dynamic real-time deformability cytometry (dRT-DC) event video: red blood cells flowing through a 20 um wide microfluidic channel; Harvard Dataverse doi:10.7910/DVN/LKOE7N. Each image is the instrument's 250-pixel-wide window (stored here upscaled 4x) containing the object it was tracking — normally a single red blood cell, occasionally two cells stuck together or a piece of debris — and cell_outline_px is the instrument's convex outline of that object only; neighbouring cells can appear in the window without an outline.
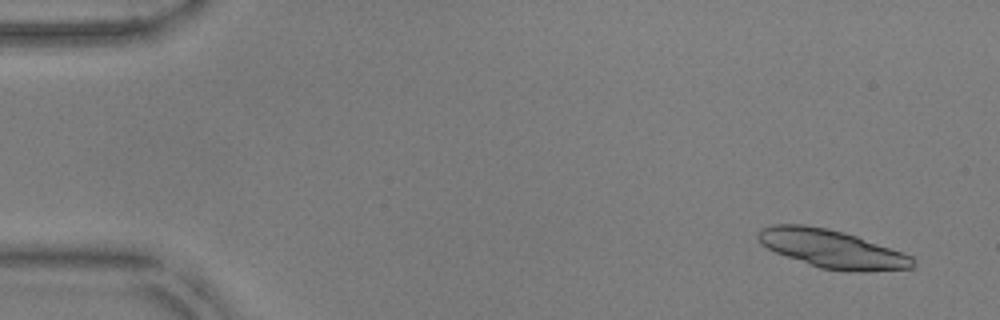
{"species": "common noctule bat (a hibernating species)", "species_latin": "Nyctalus noctula", "temperature_condition": "warm", "stored_images_in_passage": 52, "segment_of_instrument_passage": [1, 2], "camera_frame_rate_fps": 3000, "um_per_image_px": 0.085, "animal": {"sex": "male", "body_mass_g": 17.9, "forearm_length_mm": 54.2}, "frame": {"image": 1, "passage_image": 3, "time_ms": 0.667, "image_size_px": [1000, 320], "cell_outline_px": [[916, 264], [912, 268], [864, 272], [848, 272], [820, 268], [808, 264], [776, 252], [760, 244], [756, 236], [760, 228], [772, 224], [804, 224], [828, 228], [844, 232], [856, 236], [912, 256], [916, 260]], "centroid_in_image_um": [70.7, 21.15], "position_along_channel_um": 14.3, "area_um2": 34.56}}